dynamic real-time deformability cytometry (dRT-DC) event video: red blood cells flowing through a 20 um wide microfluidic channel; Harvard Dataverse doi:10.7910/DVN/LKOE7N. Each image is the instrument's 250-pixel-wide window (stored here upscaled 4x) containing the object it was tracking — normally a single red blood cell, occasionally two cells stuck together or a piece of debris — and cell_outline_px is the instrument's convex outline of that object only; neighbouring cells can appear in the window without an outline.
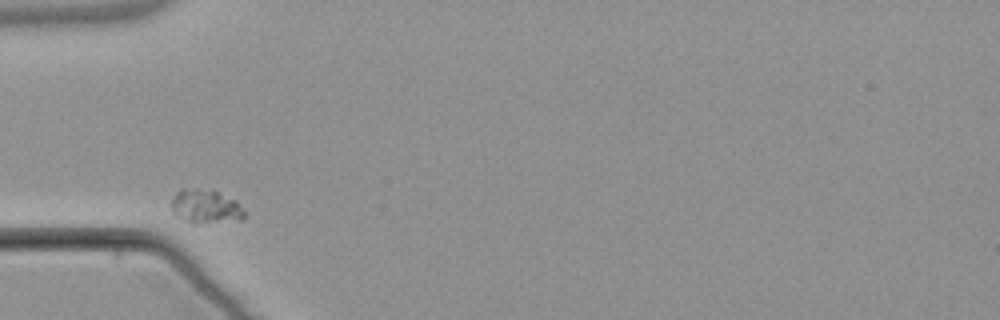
{"species": "common noctule bat (a hibernating species)", "species_latin": "Nyctalus noctula", "temperature_condition": "warm", "stored_images_in_passage": 3, "camera_frame_rate_fps": 3000, "um_per_image_px": 0.085, "animal": {"sex": "male", "body_mass_g": 21.5, "forearm_length_mm": 52.0}, "frame": {"image": 1, "passage_image": 1, "time_ms": 0.0, "image_size_px": [1000, 320], "cell_outline_px": [[244, 220], [196, 224], [192, 224], [176, 216], [172, 212], [172, 196], [180, 188], [192, 188], [216, 192], [236, 200], [244, 208]], "centroid_in_image_um": [17.47, 17.58], "position_along_channel_um": 67.5, "area_um2": 14.62}}
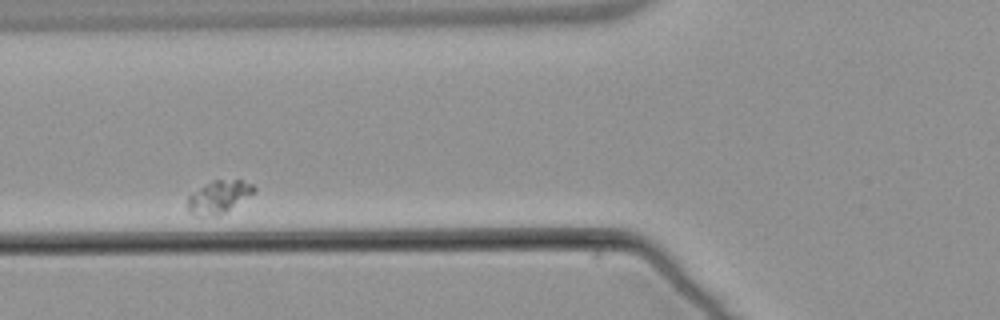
{"frame": {"image": 2, "passage_image": 2, "time_ms": 1.333, "image_size_px": [1000, 320], "cell_outline_px": [[256, 192], [224, 212], [216, 216], [192, 216], [188, 212], [188, 196], [212, 180], [240, 180], [252, 184], [256, 188]], "centroid_in_image_um": [18.58, 16.75], "position_along_channel_um": 107.2, "area_um2": 12.54}}
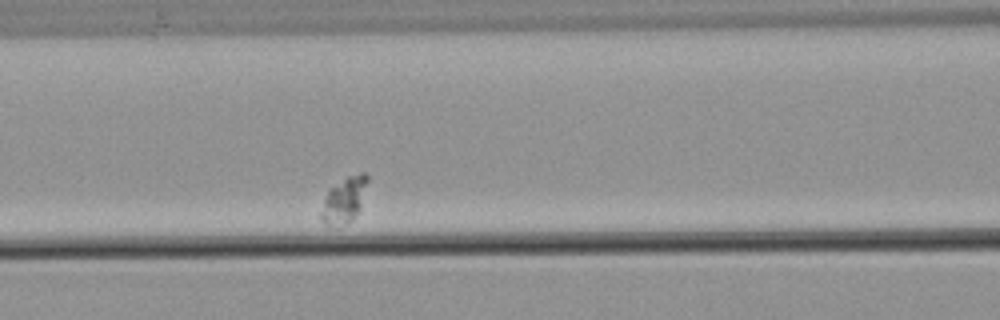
{"frame": {"image": 3, "passage_image": 3, "time_ms": 2.333, "image_size_px": [1000, 320], "cell_outline_px": [[368, 180], [360, 208], [352, 220], [328, 228], [324, 224], [320, 216], [320, 212], [328, 188], [348, 176], [360, 172], [364, 172], [368, 176]], "centroid_in_image_um": [29.23, 16.99], "position_along_channel_um": 137.4, "area_um2": 12.37}}